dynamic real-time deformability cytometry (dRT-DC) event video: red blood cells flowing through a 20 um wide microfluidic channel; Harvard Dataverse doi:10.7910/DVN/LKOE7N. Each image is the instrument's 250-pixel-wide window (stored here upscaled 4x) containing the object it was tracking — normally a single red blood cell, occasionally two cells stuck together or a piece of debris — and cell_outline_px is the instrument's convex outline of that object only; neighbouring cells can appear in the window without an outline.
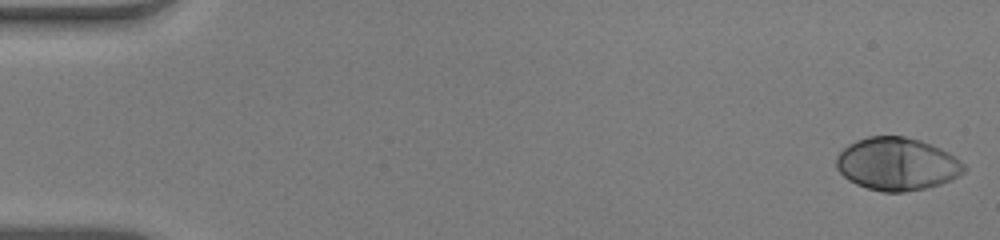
{"species": "human", "species_latin": "Homo sapiens", "temperature_condition": "warm", "stored_images_in_passage": 53, "camera_frame_rate_fps": 3000, "um_per_image_px": 0.085, "donor": {"sex": "male"}, "frame": {"image": 1, "passage_image": 1, "time_ms": 0.0, "image_size_px": [1000, 240], "cell_outline_px": [[968, 168], [964, 172], [940, 184], [924, 188], [904, 192], [884, 192], [868, 188], [856, 184], [848, 180], [836, 168], [836, 156], [848, 144], [856, 140], [868, 136], [904, 136], [920, 140], [940, 148], [948, 152], [960, 160]], "centroid_in_image_um": [76.23, 13.93], "position_along_channel_um": 8.8, "area_um2": 39.19}}
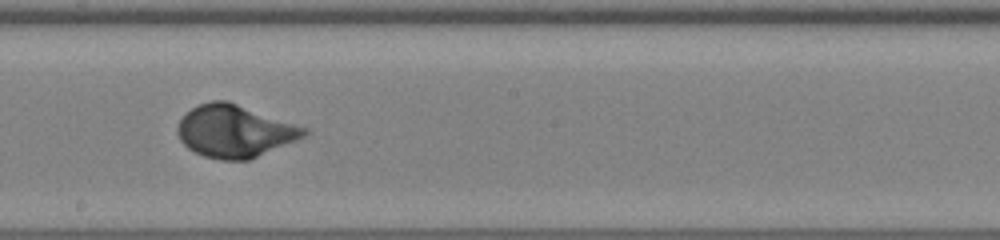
{"frame": {"image": 2, "passage_image": 30, "time_ms": 9.667, "image_size_px": [1000, 240], "cell_outline_px": [[308, 132], [304, 136], [296, 140], [248, 160], [220, 160], [204, 156], [188, 148], [180, 140], [176, 132], [176, 128], [180, 120], [192, 108], [200, 104], [212, 100], [228, 100], [308, 128]], "centroid_in_image_um": [19.94, 11.14], "position_along_channel_um": 228.3, "area_um2": 38.44}}
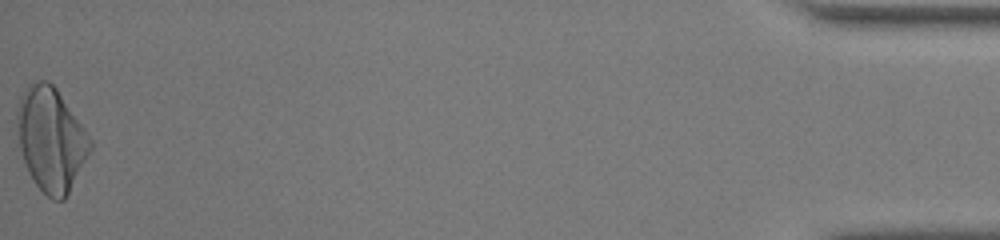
{"frame": {"image": 3, "passage_image": 53, "time_ms": 17.333, "image_size_px": [1000, 240], "cell_outline_px": [[92, 148], [64, 200], [52, 200], [36, 184], [28, 172], [20, 148], [16, 120], [16, 112], [20, 96], [28, 84], [36, 80], [48, 80], [56, 88], [84, 128], [92, 140]], "centroid_in_image_um": [4.32, 11.81], "position_along_channel_um": 430.9, "area_um2": 43.81}, "authors_computed_cell_mechanics": {"area_um2": 38.148, "velocity_mm_per_s": 3.9041, "shape_relaxation_time_tau1_ms": 2.7894, "shape_relaxation_time_tau2_ms": null, "deformation_change_tau1": 0.187, "deformation_change_tau2": null}}